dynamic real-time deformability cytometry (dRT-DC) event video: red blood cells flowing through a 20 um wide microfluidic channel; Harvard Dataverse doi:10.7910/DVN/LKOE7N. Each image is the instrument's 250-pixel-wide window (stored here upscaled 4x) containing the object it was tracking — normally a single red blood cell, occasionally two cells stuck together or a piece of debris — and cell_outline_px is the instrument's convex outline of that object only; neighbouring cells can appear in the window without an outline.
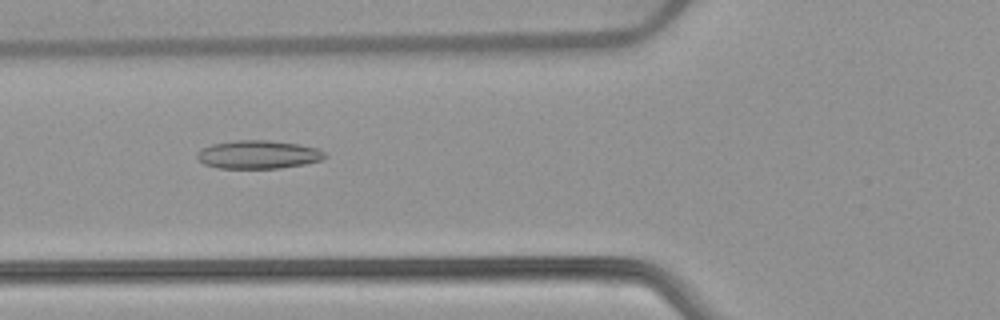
{"species": "common noctule bat (a hibernating species)", "species_latin": "Nyctalus noctula", "temperature_condition": "warm", "stored_images_in_passage": 41, "camera_frame_rate_fps": 3000, "um_per_image_px": 0.085, "animal": {"sex": "female", "body_mass_g": 22.7, "forearm_length_mm": 54.2}, "frame": {"image": 1, "passage_image": 8, "time_ms": 2.333, "image_size_px": [1000, 320], "cell_outline_px": [[328, 156], [320, 160], [304, 164], [280, 168], [216, 168], [204, 164], [196, 156], [196, 152], [200, 148], [212, 144], [236, 140], [268, 140], [300, 144], [316, 148], [324, 152]], "centroid_in_image_um": [21.92, 13.13], "position_along_channel_um": 103.9, "area_um2": 21.15}}
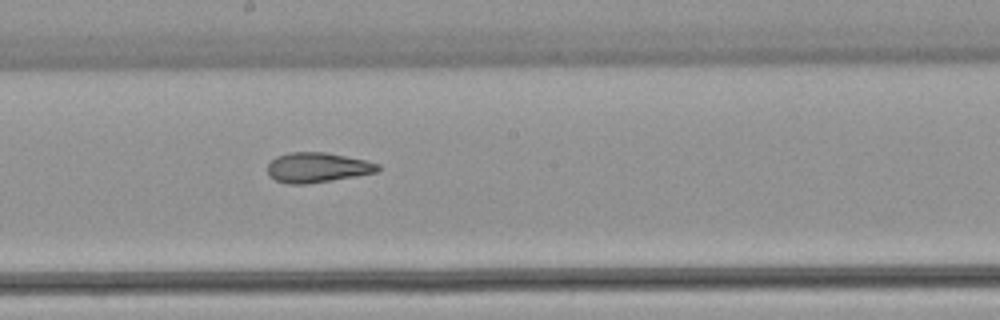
{"frame": {"image": 2, "passage_image": 17, "time_ms": 5.333, "image_size_px": [1000, 320], "cell_outline_px": [[380, 168], [376, 172], [356, 176], [332, 180], [304, 184], [288, 184], [276, 180], [268, 176], [268, 164], [276, 156], [288, 152], [324, 152], [364, 160], [380, 164]], "centroid_in_image_um": [26.94, 14.24], "position_along_channel_um": 221.3, "area_um2": 19.13}}
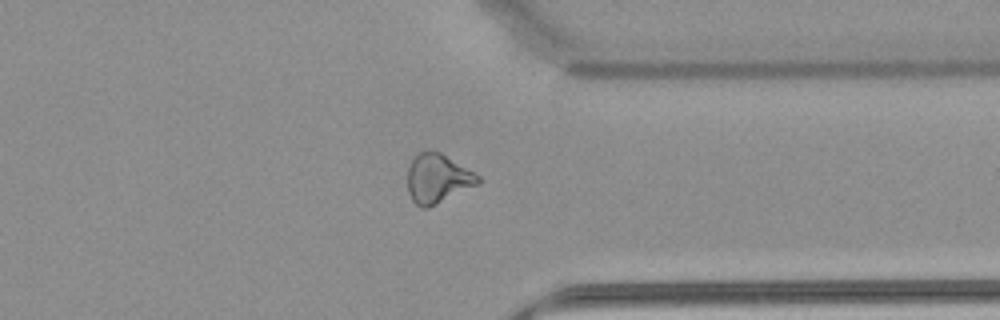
{"frame": {"image": 3, "passage_image": 29, "time_ms": 9.333, "image_size_px": [1000, 320], "cell_outline_px": [[480, 184], [428, 208], [420, 208], [412, 200], [408, 192], [408, 168], [412, 160], [420, 152], [440, 152], [480, 176]], "centroid_in_image_um": [37.21, 15.21], "position_along_channel_um": 374.2, "area_um2": 20.0}, "authors_computed_cell_mechanics": {"area_um2": 20.2878, "velocity_mm_per_s": 3.9039, "shape_relaxation_time_tau1_ms": null, "shape_relaxation_time_tau2_ms": 2.5639, "deformation_change_tau1": null, "deformation_change_tau2": 0.1103}}